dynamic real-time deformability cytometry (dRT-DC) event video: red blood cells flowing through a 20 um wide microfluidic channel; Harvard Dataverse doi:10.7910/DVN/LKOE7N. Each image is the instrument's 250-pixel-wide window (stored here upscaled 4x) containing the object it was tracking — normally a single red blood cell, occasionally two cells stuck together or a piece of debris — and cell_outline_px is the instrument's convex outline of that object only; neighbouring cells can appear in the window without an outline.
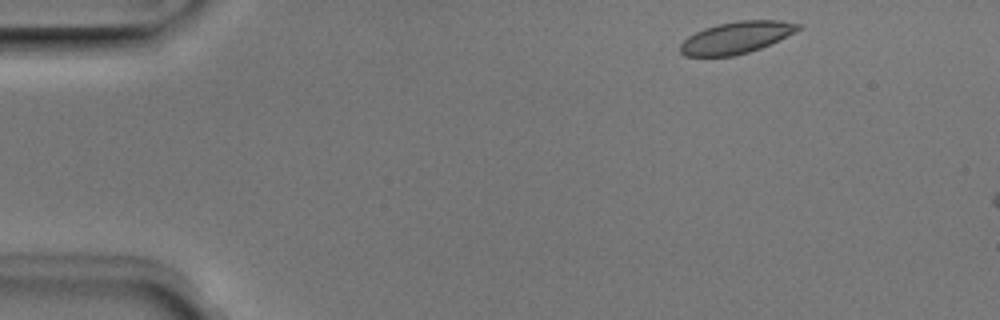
{"species": "Egyptian fruit bat (a non-hibernating species)", "species_latin": "Rousettus aegyptiacus", "temperature_condition": "room temperature", "stored_images_in_passage": 3, "camera_frame_rate_fps": 3000, "um_per_image_px": 0.085, "animal": {"sex": "male"}, "frame": {"image": 1, "passage_image": 1, "time_ms": 0.0, "image_size_px": [1000, 320], "cell_outline_px": [[804, 28], [760, 48], [748, 52], [732, 56], [684, 56], [680, 52], [680, 44], [688, 36], [704, 28], [716, 24], [736, 20], [780, 20], [804, 24]], "centroid_in_image_um": [62.61, 3.17], "position_along_channel_um": 22.4, "area_um2": 22.02}}